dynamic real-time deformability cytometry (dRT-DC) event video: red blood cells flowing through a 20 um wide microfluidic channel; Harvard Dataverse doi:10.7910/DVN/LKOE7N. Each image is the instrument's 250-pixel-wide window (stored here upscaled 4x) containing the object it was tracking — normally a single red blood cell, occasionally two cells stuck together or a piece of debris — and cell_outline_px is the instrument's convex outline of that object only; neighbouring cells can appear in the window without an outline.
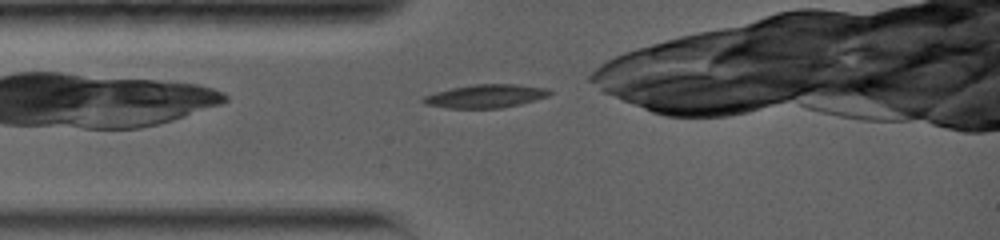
{"species": "common noctule bat (a hibernating species)", "species_latin": "Nyctalus noctula", "temperature_condition": "warm", "stored_images_in_passage": 9, "camera_frame_rate_fps": 5000, "um_per_image_px": 0.085, "animal": {"sex": "female", "body_mass_g": 19.0, "forearm_length_mm": 56.7}, "frame": {"image": 1, "passage_image": 1, "time_ms": 0.0, "image_size_px": [1000, 240], "cell_outline_px": [[552, 92], [548, 96], [520, 104], [500, 108], [448, 108], [424, 104], [420, 100], [424, 96], [436, 92], [452, 88], [476, 84], [516, 84], [548, 88]], "centroid_in_image_um": [41.28, 8.17], "position_along_channel_um": 43.7, "area_um2": 17.11}}
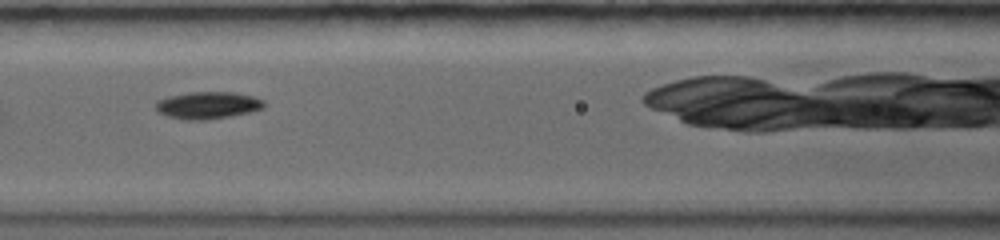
{"frame": {"image": 2, "passage_image": 5, "time_ms": 2.8, "image_size_px": [1000, 240], "cell_outline_px": [[264, 108], [252, 112], [204, 120], [184, 120], [168, 116], [160, 112], [156, 108], [156, 100], [168, 96], [188, 92], [236, 92], [252, 96], [264, 100]], "centroid_in_image_um": [17.67, 8.94], "position_along_channel_um": 148.9, "area_um2": 17.17}}
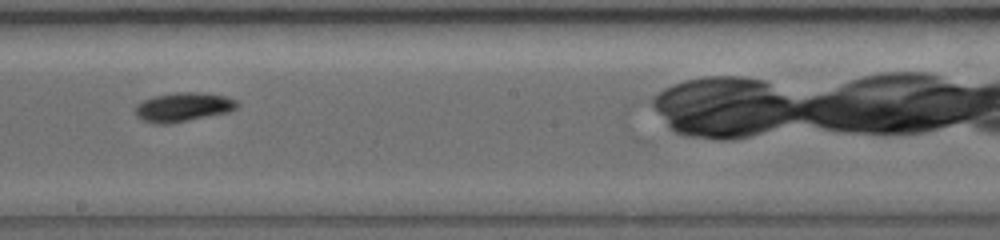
{"frame": {"image": 3, "passage_image": 8, "time_ms": 5.0, "image_size_px": [1000, 240], "cell_outline_px": [[240, 104], [236, 108], [228, 112], [168, 124], [156, 124], [144, 120], [136, 116], [132, 108], [136, 104], [144, 100], [156, 96], [176, 92], [200, 92], [224, 96], [236, 100]], "centroid_in_image_um": [15.53, 9.1], "position_along_channel_um": 232.7, "area_um2": 17.22}}